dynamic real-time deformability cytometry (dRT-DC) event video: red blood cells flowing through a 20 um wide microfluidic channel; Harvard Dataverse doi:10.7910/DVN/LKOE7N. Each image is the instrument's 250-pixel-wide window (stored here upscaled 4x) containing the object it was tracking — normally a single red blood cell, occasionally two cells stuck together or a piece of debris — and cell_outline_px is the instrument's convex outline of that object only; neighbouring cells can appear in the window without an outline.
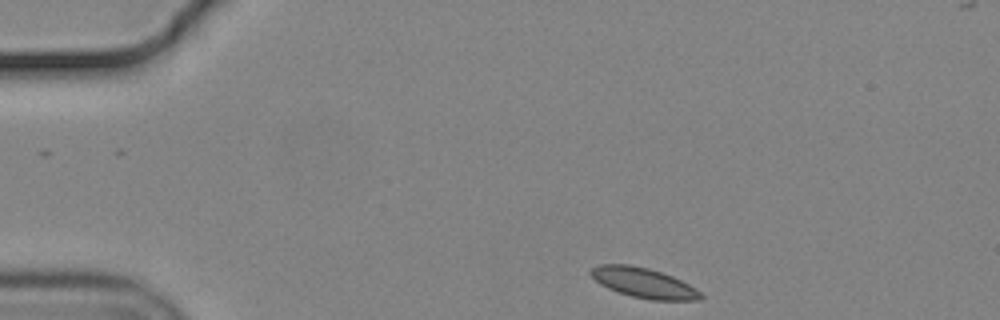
{"species": "common noctule bat (a hibernating species)", "species_latin": "Nyctalus noctula", "temperature_condition": "cold", "stored_images_in_passage": 40, "camera_frame_rate_fps": 3000, "um_per_image_px": 0.085, "animal": {"sex": "male", "body_mass_g": 19.2, "forearm_length_mm": 51.8}, "frame": {"image": 1, "passage_image": 1, "time_ms": 0.0, "image_size_px": [1000, 320], "cell_outline_px": [[704, 296], [700, 300], [652, 300], [632, 296], [608, 288], [600, 284], [588, 272], [592, 268], [600, 264], [628, 264], [648, 268], [672, 276], [696, 288]], "centroid_in_image_um": [54.72, 24.04], "position_along_channel_um": 30.3, "area_um2": 19.02}}
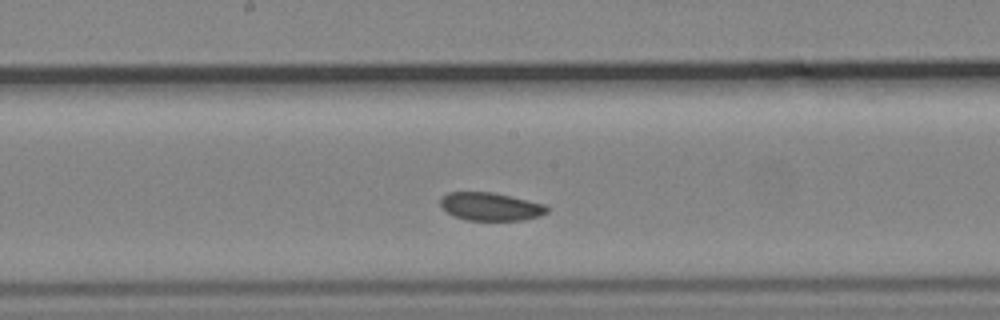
{"frame": {"image": 2, "passage_image": 21, "time_ms": 6.667, "image_size_px": [1000, 320], "cell_outline_px": [[548, 212], [540, 216], [524, 220], [468, 220], [456, 216], [448, 212], [440, 204], [440, 200], [448, 192], [492, 192], [544, 204], [548, 208]], "centroid_in_image_um": [41.72, 17.56], "position_along_channel_um": 206.5, "area_um2": 17.17}}
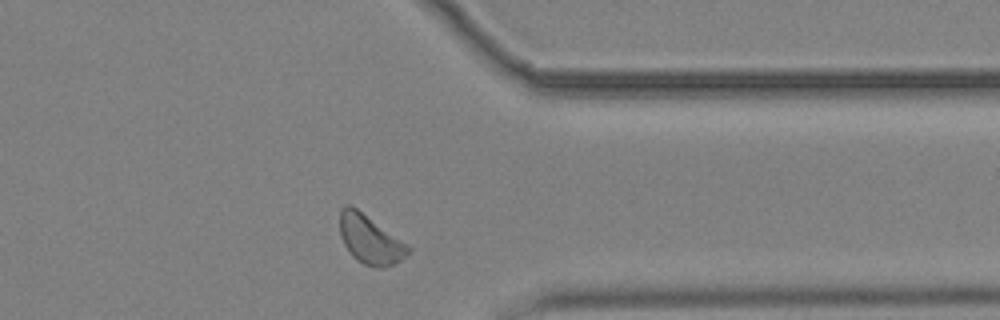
{"frame": {"image": 3, "passage_image": 36, "time_ms": 11.667, "image_size_px": [1000, 320], "cell_outline_px": [[412, 248], [400, 260], [384, 268], [376, 268], [364, 264], [356, 260], [352, 256], [344, 244], [340, 236], [340, 208], [348, 204], [352, 204], [408, 244]], "centroid_in_image_um": [31.43, 20.34], "position_along_channel_um": 380.0, "area_um2": 19.54}}